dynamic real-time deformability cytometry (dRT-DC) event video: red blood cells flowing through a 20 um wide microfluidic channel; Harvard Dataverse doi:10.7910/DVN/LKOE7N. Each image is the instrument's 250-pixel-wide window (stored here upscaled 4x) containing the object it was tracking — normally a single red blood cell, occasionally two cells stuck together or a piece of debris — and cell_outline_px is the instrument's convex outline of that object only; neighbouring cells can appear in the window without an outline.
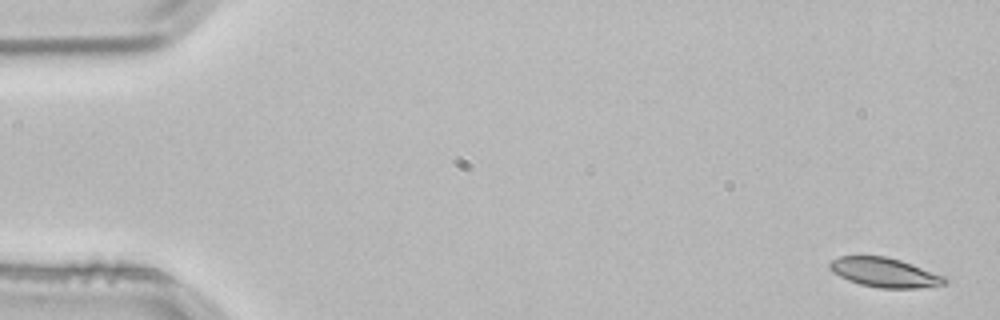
{"species": "common noctule bat (a hibernating species)", "species_latin": "Nyctalus noctula", "temperature_condition": "room temperature", "stored_images_in_passage": 3, "camera_frame_rate_fps": 3000, "um_per_image_px": 0.085, "animal": {"sex": "male", "body_mass_g": 21.5, "forearm_length_mm": 52.0}, "frame": {"image": 1, "passage_image": 1, "time_ms": 0.0, "image_size_px": [1000, 320], "cell_outline_px": [[948, 284], [920, 288], [880, 288], [860, 284], [848, 280], [832, 272], [828, 268], [828, 264], [832, 260], [840, 256], [884, 256], [900, 260], [944, 276], [948, 280]], "centroid_in_image_um": [75.18, 23.17], "position_along_channel_um": 9.8, "area_um2": 19.65}}